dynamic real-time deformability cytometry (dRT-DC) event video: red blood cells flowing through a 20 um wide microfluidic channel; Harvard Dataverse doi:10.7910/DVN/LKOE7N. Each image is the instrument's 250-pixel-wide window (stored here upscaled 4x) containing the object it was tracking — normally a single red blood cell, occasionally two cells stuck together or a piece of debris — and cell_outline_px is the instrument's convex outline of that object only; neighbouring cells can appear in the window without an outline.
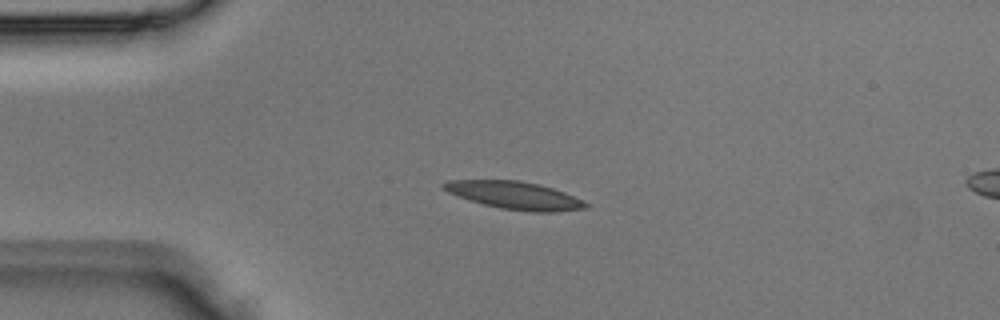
{"species": "Egyptian fruit bat (a non-hibernating species)", "species_latin": "Rousettus aegyptiacus", "temperature_condition": "room temperature", "stored_images_in_passage": 4, "camera_frame_rate_fps": 3000, "um_per_image_px": 0.085, "animal": {"sex": "male"}, "frame": {"image": 1, "passage_image": 3, "time_ms": 0.667, "image_size_px": [1000, 320], "cell_outline_px": [[592, 204], [588, 208], [552, 212], [532, 212], [500, 208], [484, 204], [448, 192], [440, 188], [440, 184], [448, 180], [520, 180], [552, 188], [564, 192], [584, 200]], "centroid_in_image_um": [43.78, 16.6], "position_along_channel_um": 41.2, "area_um2": 22.89}}